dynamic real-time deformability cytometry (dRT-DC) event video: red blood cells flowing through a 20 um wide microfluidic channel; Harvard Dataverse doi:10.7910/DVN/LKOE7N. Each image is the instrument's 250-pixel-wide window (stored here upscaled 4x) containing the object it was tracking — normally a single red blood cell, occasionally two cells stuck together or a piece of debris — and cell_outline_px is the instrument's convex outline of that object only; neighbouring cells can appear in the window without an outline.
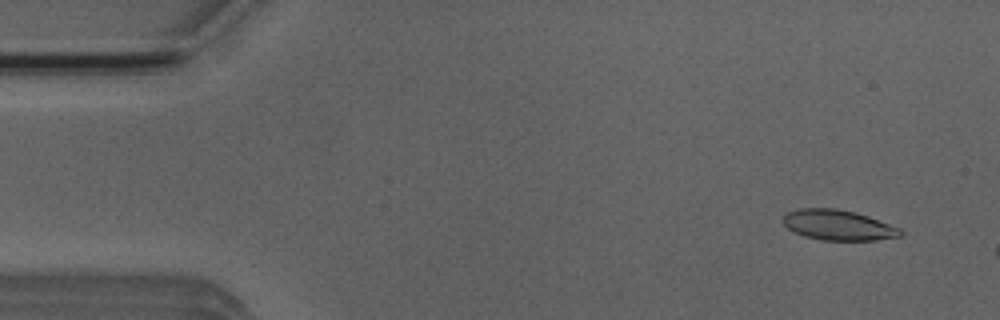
{"species": "Egyptian fruit bat (a non-hibernating species)", "species_latin": "Rousettus aegyptiacus", "temperature_condition": "room temperature", "stored_images_in_passage": 3, "camera_frame_rate_fps": 3000, "um_per_image_px": 0.085, "animal": {"sex": "male"}, "frame": {"image": 1, "passage_image": 1, "time_ms": 0.0, "image_size_px": [1000, 320], "cell_outline_px": [[904, 232], [900, 236], [876, 240], [820, 240], [804, 236], [788, 228], [784, 224], [784, 216], [788, 212], [800, 208], [836, 208], [856, 212], [868, 216], [900, 228]], "centroid_in_image_um": [71.26, 19.13], "position_along_channel_um": 13.7, "area_um2": 20.63}}